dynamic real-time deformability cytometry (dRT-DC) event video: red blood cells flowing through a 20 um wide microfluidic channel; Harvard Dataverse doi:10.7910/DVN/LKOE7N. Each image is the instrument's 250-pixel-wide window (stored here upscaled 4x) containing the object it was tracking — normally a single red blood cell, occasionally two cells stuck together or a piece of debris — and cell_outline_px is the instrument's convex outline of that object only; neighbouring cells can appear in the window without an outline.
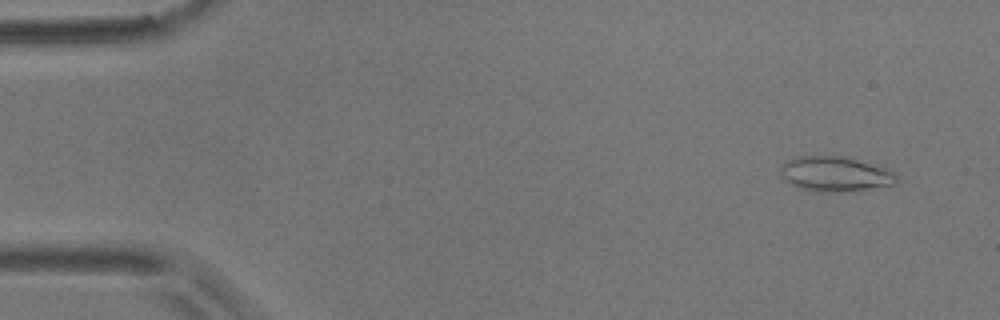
{"species": "common noctule bat (a hibernating species)", "species_latin": "Nyctalus noctula", "temperature_condition": "room temperature", "stored_images_in_passage": 4, "camera_frame_rate_fps": 3000, "um_per_image_px": 0.085, "animal": {"sex": "male", "body_mass_g": 17.9}, "frame": {"image": 1, "passage_image": 1, "time_ms": 0.0, "image_size_px": [1000, 320], "cell_outline_px": [[896, 180], [892, 184], [856, 192], [816, 192], [792, 184], [784, 180], [780, 172], [780, 168], [788, 160], [800, 156], [840, 156], [856, 160], [884, 168], [896, 172]], "centroid_in_image_um": [70.99, 14.81], "position_along_channel_um": 14.0, "area_um2": 23.41}}